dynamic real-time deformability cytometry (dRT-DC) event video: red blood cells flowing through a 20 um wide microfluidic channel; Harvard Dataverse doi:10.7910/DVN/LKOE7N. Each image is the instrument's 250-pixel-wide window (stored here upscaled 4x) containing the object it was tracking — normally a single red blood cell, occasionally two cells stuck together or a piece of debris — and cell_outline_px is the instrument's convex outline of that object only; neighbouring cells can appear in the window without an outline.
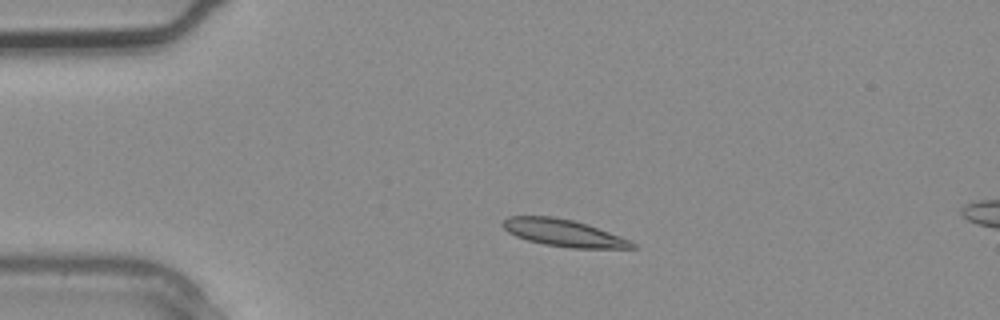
{"species": "common noctule bat (a hibernating species)", "species_latin": "Nyctalus noctula", "temperature_condition": "warm", "stored_images_in_passage": 2, "camera_frame_rate_fps": 3000, "um_per_image_px": 0.085, "animal": {"sex": "male", "body_mass_g": 20.4}, "frame": {"image": 1, "passage_image": 2, "time_ms": 0.333, "image_size_px": [1000, 320], "cell_outline_px": [[636, 248], [572, 248], [544, 244], [528, 240], [516, 236], [508, 232], [500, 224], [508, 216], [552, 216], [572, 220], [588, 224], [632, 240], [636, 244]], "centroid_in_image_um": [47.92, 19.79], "position_along_channel_um": 37.1, "area_um2": 20.46}}